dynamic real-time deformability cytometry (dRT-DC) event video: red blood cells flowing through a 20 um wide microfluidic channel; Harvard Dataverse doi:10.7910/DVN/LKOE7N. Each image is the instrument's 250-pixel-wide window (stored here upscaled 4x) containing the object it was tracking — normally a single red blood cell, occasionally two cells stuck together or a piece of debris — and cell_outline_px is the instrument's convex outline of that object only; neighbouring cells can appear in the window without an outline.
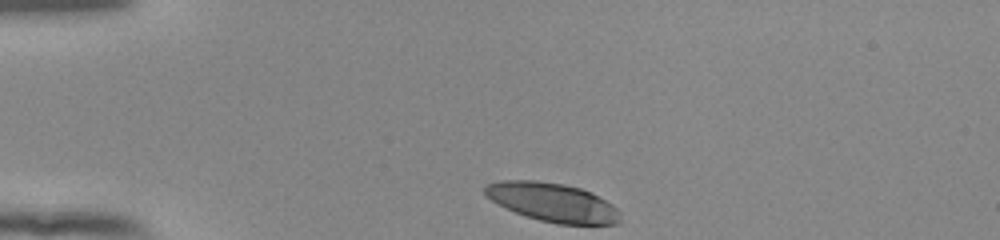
{"species": "human", "species_latin": "Homo sapiens", "temperature_condition": "room temperature", "stored_images_in_passage": 34, "camera_frame_rate_fps": 3000, "um_per_image_px": 0.085, "donor": {"sex": "female"}, "frame": {"image": 1, "passage_image": 1, "time_ms": 0.0, "image_size_px": [1000, 240], "cell_outline_px": [[620, 220], [616, 224], [556, 224], [524, 216], [484, 196], [484, 184], [500, 180], [536, 180], [564, 184], [580, 188], [592, 192], [612, 204], [620, 212]], "centroid_in_image_um": [46.96, 17.18], "position_along_channel_um": 38.0, "area_um2": 30.63}}
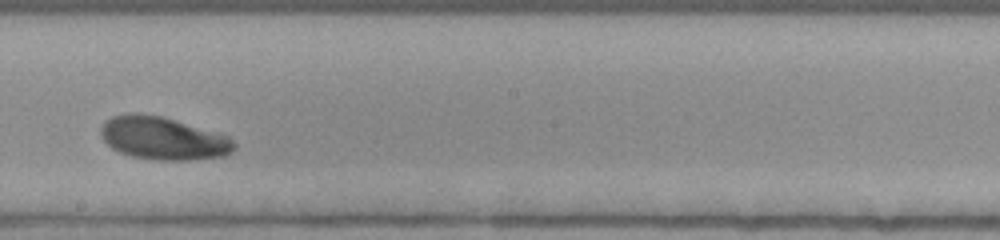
{"frame": {"image": 2, "passage_image": 20, "time_ms": 6.333, "image_size_px": [1000, 240], "cell_outline_px": [[236, 148], [232, 152], [224, 156], [192, 160], [156, 160], [132, 156], [120, 152], [112, 148], [100, 136], [100, 128], [112, 116], [128, 112], [136, 112], [160, 116], [228, 136], [236, 144]], "centroid_in_image_um": [13.85, 11.76], "position_along_channel_um": 234.3, "area_um2": 33.12}}
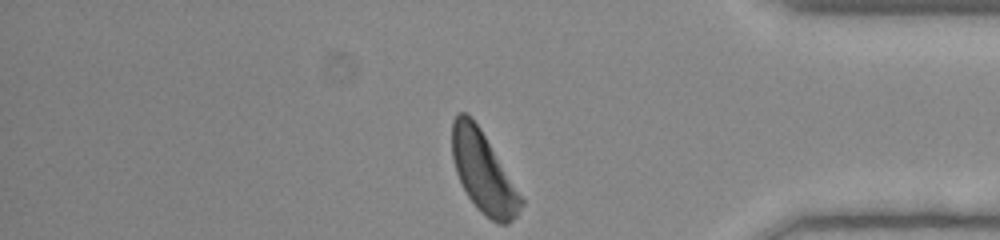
{"frame": {"image": 3, "passage_image": 34, "time_ms": 11.0, "image_size_px": [1000, 240], "cell_outline_px": [[524, 204], [516, 216], [508, 224], [500, 224], [484, 216], [476, 208], [468, 196], [456, 172], [452, 156], [452, 120], [456, 112], [464, 112], [480, 128], [524, 200]], "centroid_in_image_um": [41.07, 14.67], "position_along_channel_um": 394.1, "area_um2": 32.02}, "authors_computed_cell_mechanics": {"area_um2": 32.7726, "velocity_mm_per_s": 3.8615, "shape_relaxation_time_tau1_ms": 1.8763, "shape_relaxation_time_tau2_ms": null, "deformation_change_tau1": 0.1235, "deformation_change_tau2": null}}